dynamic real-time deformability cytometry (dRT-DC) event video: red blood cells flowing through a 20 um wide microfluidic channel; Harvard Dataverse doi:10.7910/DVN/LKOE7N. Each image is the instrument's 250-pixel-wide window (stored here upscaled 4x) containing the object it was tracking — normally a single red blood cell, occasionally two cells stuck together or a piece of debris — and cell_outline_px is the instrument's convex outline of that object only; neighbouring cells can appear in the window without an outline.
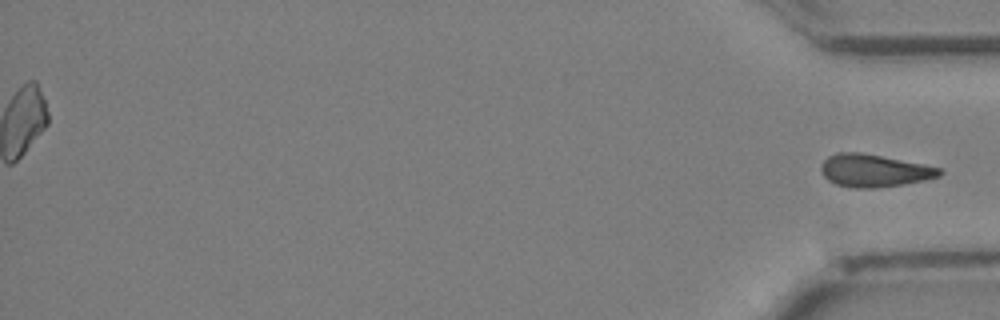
{"species": "Egyptian fruit bat (a non-hibernating species)", "species_latin": "Rousettus aegyptiacus", "temperature_condition": "cold", "stored_images_in_passage": 29, "segment_of_instrument_passage": [2, 2], "camera_frame_rate_fps": 3000, "um_per_image_px": 0.085, "animal": {"sex": "female"}, "frame": {"image": 1, "passage_image": 29, "time_ms": 9.333, "image_size_px": [1000, 320], "cell_outline_px": [[944, 172], [940, 176], [924, 180], [904, 184], [872, 188], [852, 188], [836, 184], [828, 180], [824, 176], [820, 168], [820, 164], [828, 156], [836, 152], [860, 152], [944, 168]], "centroid_in_image_um": [74.3, 14.5], "position_along_channel_um": 360.9, "area_um2": 22.6}}